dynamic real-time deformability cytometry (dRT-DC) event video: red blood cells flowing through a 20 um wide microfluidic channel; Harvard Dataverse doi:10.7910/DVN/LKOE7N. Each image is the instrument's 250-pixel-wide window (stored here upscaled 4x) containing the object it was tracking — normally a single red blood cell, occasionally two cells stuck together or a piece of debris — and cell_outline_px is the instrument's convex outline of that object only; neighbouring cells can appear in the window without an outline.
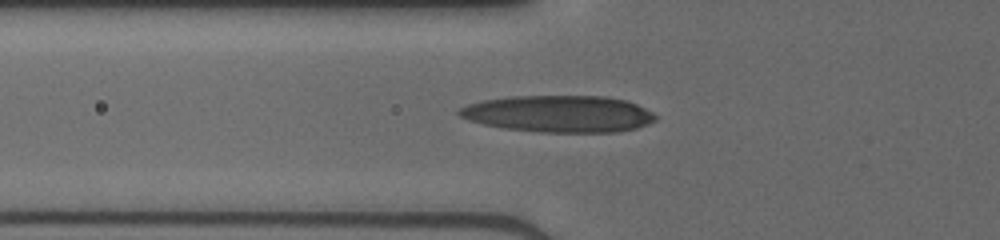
{"species": "human", "species_latin": "Homo sapiens", "temperature_condition": "cold", "stored_images_in_passage": 32, "camera_frame_rate_fps": 3000, "um_per_image_px": 0.085, "donor": {"sex": "male"}, "frame": {"image": 1, "passage_image": 2, "time_ms": 0.333, "image_size_px": [1000, 240], "cell_outline_px": [[656, 120], [648, 124], [636, 128], [616, 132], [540, 132], [504, 128], [484, 124], [468, 120], [460, 116], [456, 112], [460, 108], [468, 104], [480, 100], [508, 96], [604, 96], [624, 100], [636, 104], [652, 112], [656, 116]], "centroid_in_image_um": [47.47, 9.67], "position_along_channel_um": 78.3, "area_um2": 42.14}}
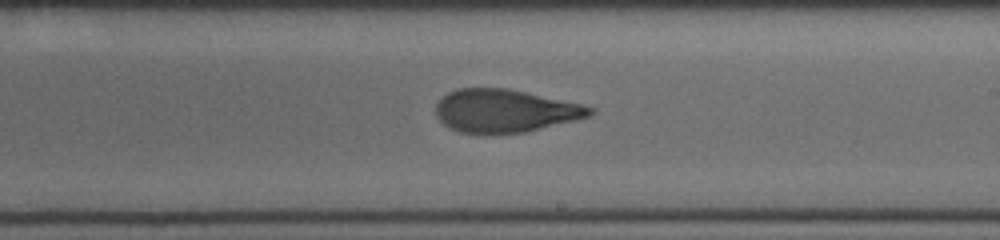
{"frame": {"image": 2, "passage_image": 14, "time_ms": 4.333, "image_size_px": [1000, 240], "cell_outline_px": [[596, 112], [588, 116], [576, 120], [524, 132], [460, 132], [448, 128], [436, 116], [436, 104], [448, 92], [456, 88], [508, 88], [580, 104], [596, 108]], "centroid_in_image_um": [42.91, 9.4], "position_along_channel_um": 246.1, "area_um2": 38.09}}
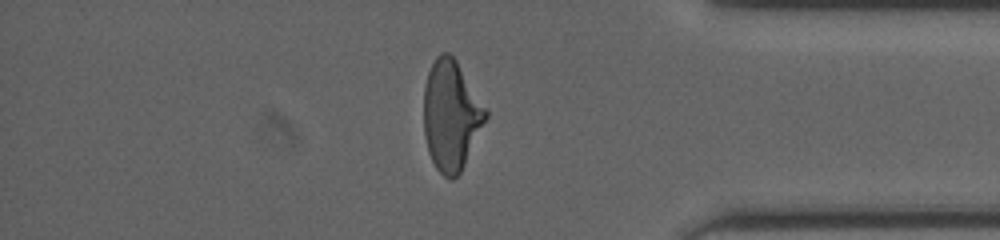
{"frame": {"image": 3, "passage_image": 26, "time_ms": 8.333, "image_size_px": [1000, 240], "cell_outline_px": [[488, 116], [460, 172], [452, 180], [444, 176], [436, 168], [428, 152], [424, 136], [424, 88], [428, 72], [436, 56], [440, 52], [448, 52], [456, 60], [488, 112]], "centroid_in_image_um": [38.32, 9.8], "position_along_channel_um": 396.9, "area_um2": 39.25}}